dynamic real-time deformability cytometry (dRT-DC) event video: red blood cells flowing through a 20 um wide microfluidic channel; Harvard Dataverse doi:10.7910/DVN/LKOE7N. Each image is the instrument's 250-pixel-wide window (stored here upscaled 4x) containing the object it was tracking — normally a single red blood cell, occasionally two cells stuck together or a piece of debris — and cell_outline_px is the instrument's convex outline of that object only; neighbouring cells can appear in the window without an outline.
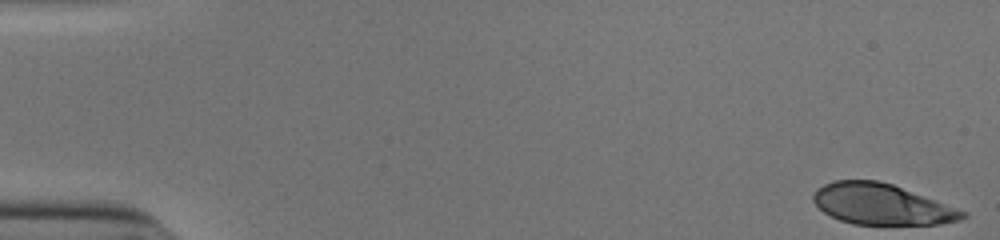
{"species": "human", "species_latin": "Homo sapiens", "temperature_condition": "cold", "stored_images_in_passage": 53, "camera_frame_rate_fps": 3000, "um_per_image_px": 0.085, "donor": {"sex": "male"}, "frame": {"image": 1, "passage_image": 1, "time_ms": 0.0, "image_size_px": [1000, 240], "cell_outline_px": [[968, 216], [960, 220], [940, 224], [852, 224], [840, 220], [824, 212], [812, 200], [812, 196], [816, 188], [824, 184], [836, 180], [876, 180], [892, 184], [968, 212]], "centroid_in_image_um": [74.93, 17.36], "position_along_channel_um": 10.1, "area_um2": 35.32}}
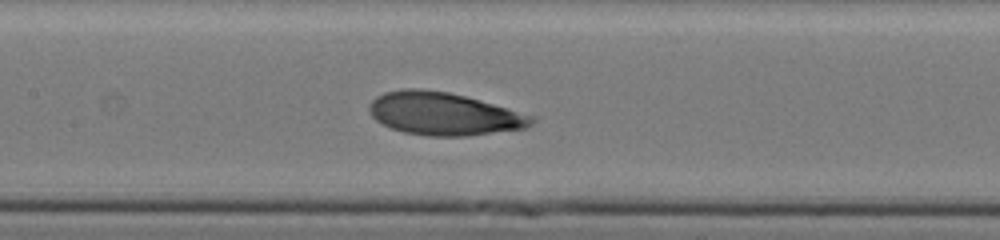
{"frame": {"image": 2, "passage_image": 26, "time_ms": 8.333, "image_size_px": [1000, 240], "cell_outline_px": [[536, 120], [528, 128], [464, 136], [428, 136], [404, 132], [380, 124], [372, 116], [368, 108], [368, 104], [376, 96], [384, 92], [404, 88], [420, 88], [448, 92], [464, 96], [536, 116]], "centroid_in_image_um": [37.71, 9.67], "position_along_channel_um": 169.7, "area_um2": 40.58}}
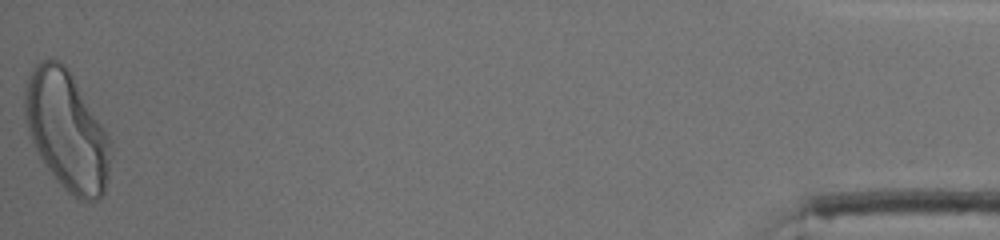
{"frame": {"image": 3, "passage_image": 53, "time_ms": 17.333, "image_size_px": [1000, 240], "cell_outline_px": [[112, 156], [108, 176], [104, 192], [100, 200], [80, 200], [72, 196], [64, 188], [44, 164], [28, 132], [24, 120], [24, 84], [32, 68], [36, 64], [44, 60], [56, 60], [64, 64], [72, 76], [112, 140]], "centroid_in_image_um": [5.68, 11.13], "position_along_channel_um": 429.5, "area_um2": 59.48}, "authors_computed_cell_mechanics": {"area_um2": 40.1132, "velocity_mm_per_s": 3.8585, "shape_relaxation_time_tau1_ms": 4.41, "shape_relaxation_time_tau2_ms": 1.6523, "deformation_change_tau1": 0.1609, "deformation_change_tau2": 0.0904}}